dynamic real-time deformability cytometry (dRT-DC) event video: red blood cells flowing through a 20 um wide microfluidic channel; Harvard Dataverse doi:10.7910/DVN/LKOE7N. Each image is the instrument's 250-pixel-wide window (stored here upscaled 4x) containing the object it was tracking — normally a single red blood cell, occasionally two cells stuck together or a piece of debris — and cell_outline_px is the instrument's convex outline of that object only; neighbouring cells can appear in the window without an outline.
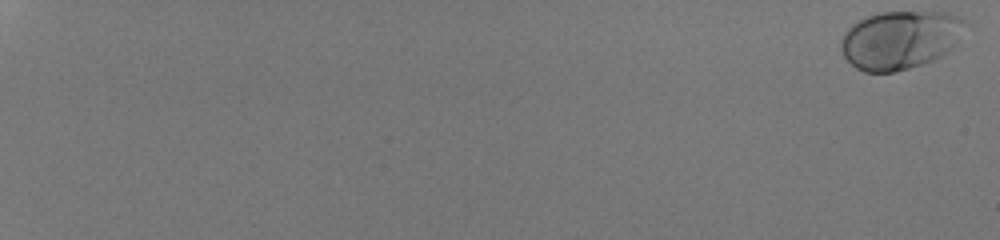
{"species": "human", "species_latin": "Homo sapiens", "temperature_condition": "room temperature", "stored_images_in_passage": 17, "camera_frame_rate_fps": 3000, "um_per_image_px": 0.085, "donor": {"sex": "male"}, "frame": {"image": 1, "passage_image": 1, "time_ms": 0.0, "image_size_px": [1000, 240], "cell_outline_px": [[972, 24], [940, 56], [932, 60], [908, 68], [892, 72], [864, 72], [856, 68], [844, 56], [840, 48], [840, 40], [848, 28], [852, 24], [868, 16], [880, 12], [948, 12], [960, 16], [968, 20]], "centroid_in_image_um": [76.53, 3.35], "position_along_channel_um": 8.5, "area_um2": 42.25}}